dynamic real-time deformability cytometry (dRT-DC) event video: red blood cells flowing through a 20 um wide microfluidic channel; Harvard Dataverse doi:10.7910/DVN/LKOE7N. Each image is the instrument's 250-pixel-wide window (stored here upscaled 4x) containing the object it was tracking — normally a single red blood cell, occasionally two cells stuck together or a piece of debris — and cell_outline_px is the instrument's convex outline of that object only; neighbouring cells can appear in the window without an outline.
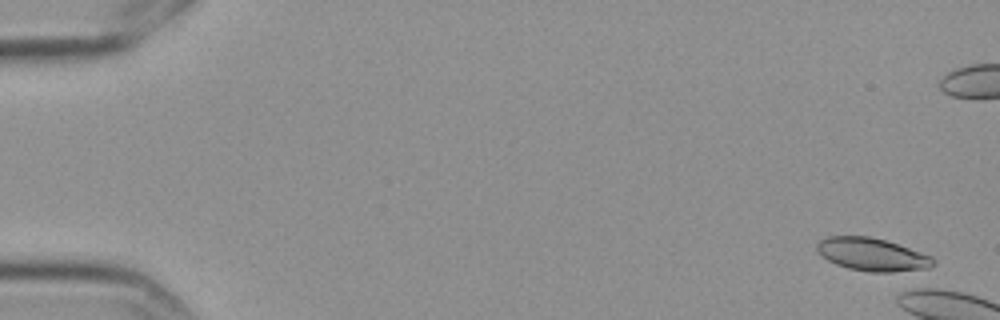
{"species": "Egyptian fruit bat (a non-hibernating species)", "species_latin": "Rousettus aegyptiacus", "temperature_condition": "cold", "stored_images_in_passage": 7, "camera_frame_rate_fps": 3000, "um_per_image_px": 0.085, "frame": {"image": 1, "passage_image": 1, "time_ms": 0.0, "image_size_px": [1000, 320], "cell_outline_px": [[936, 264], [920, 272], [872, 272], [848, 268], [836, 264], [828, 260], [816, 252], [816, 244], [820, 240], [828, 236], [868, 236], [884, 240], [932, 256], [936, 260]], "centroid_in_image_um": [74.18, 21.66], "position_along_channel_um": 10.8, "area_um2": 22.6}}